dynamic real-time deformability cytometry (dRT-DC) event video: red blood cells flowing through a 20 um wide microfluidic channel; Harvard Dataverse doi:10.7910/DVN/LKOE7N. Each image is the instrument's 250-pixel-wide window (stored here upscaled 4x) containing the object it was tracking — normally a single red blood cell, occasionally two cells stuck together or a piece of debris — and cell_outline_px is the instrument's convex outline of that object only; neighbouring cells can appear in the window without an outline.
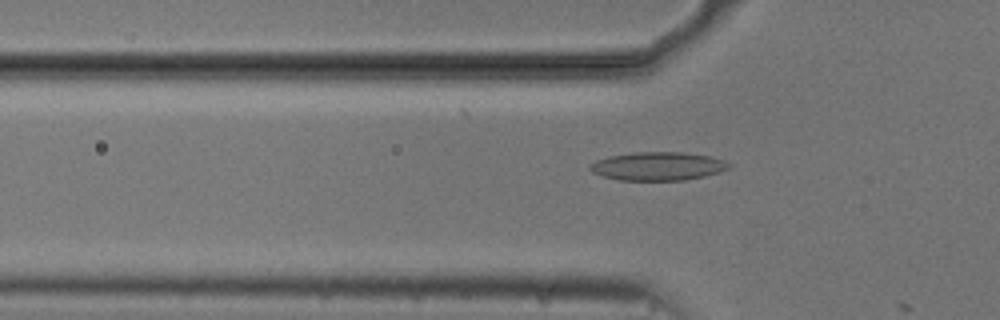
{"species": "common noctule bat (a hibernating species)", "species_latin": "Nyctalus noctula", "temperature_condition": "cold", "stored_images_in_passage": 18, "camera_frame_rate_fps": 3000, "um_per_image_px": 0.085, "animal": {"sex": "male", "body_mass_g": 20.5, "forearm_length_mm": 52.5}, "frame": {"image": 1, "passage_image": 17, "time_ms": 5.333, "image_size_px": [1000, 320], "cell_outline_px": [[732, 164], [728, 168], [720, 172], [704, 176], [684, 180], [620, 180], [604, 176], [592, 172], [588, 168], [588, 164], [596, 160], [608, 156], [632, 152], [684, 152], [712, 156], [724, 160]], "centroid_in_image_um": [55.92, 14.11], "position_along_channel_um": 69.9, "area_um2": 23.18}}